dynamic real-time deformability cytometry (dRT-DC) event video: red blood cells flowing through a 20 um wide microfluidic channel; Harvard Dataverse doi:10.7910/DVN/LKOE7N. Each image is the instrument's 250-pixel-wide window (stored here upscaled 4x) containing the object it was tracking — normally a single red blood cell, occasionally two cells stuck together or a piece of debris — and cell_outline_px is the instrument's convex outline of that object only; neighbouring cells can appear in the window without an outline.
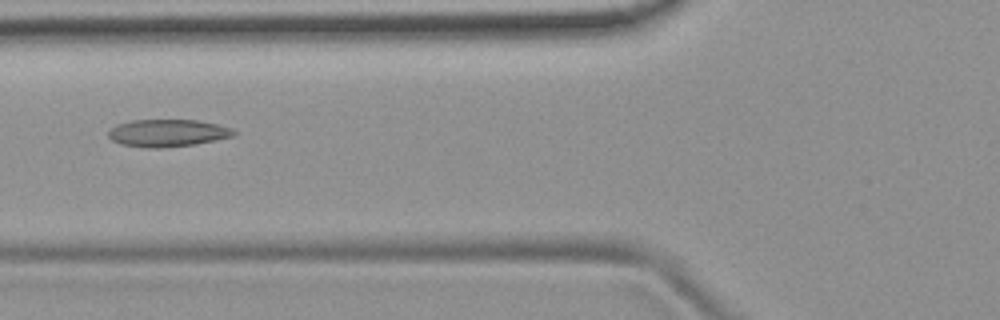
{"species": "common noctule bat (a hibernating species)", "species_latin": "Nyctalus noctula", "temperature_condition": "room temperature", "stored_images_in_passage": 2, "camera_frame_rate_fps": 3000, "um_per_image_px": 0.085, "animal": {"sex": "female", "body_mass_g": 19.9}, "frame": {"image": 1, "passage_image": 2, "time_ms": 0.333, "image_size_px": [1000, 320], "cell_outline_px": [[236, 132], [232, 136], [196, 144], [160, 148], [144, 148], [120, 144], [112, 140], [108, 136], [108, 132], [116, 124], [132, 120], [196, 120], [216, 124], [232, 128]], "centroid_in_image_um": [14.2, 11.31], "position_along_channel_um": 111.6, "area_um2": 19.94}}